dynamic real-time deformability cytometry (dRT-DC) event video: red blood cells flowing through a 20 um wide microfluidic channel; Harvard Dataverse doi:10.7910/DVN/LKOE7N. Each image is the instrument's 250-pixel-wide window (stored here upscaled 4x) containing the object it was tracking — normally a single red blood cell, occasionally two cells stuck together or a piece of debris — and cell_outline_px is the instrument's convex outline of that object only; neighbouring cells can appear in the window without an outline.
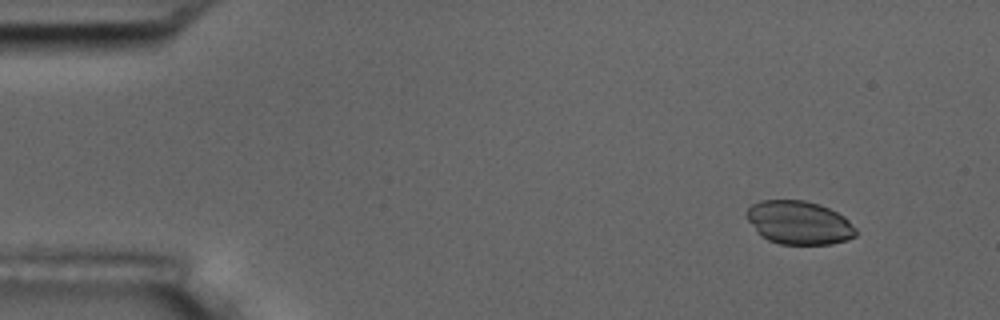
{"species": "common noctule bat (a hibernating species)", "species_latin": "Nyctalus noctula", "temperature_condition": "room temperature", "stored_images_in_passage": 8, "camera_frame_rate_fps": 3000, "um_per_image_px": 0.085, "animal": {"sex": "male", "body_mass_g": 17.5, "forearm_length_mm": 52.3}, "frame": {"image": 1, "passage_image": 2, "time_ms": 1.0, "image_size_px": [1000, 320], "cell_outline_px": [[856, 236], [848, 240], [832, 244], [780, 244], [768, 240], [760, 236], [744, 216], [744, 212], [752, 204], [760, 200], [804, 200], [820, 204], [844, 216], [856, 228]], "centroid_in_image_um": [67.89, 18.92], "position_along_channel_um": 17.1, "area_um2": 27.98}}
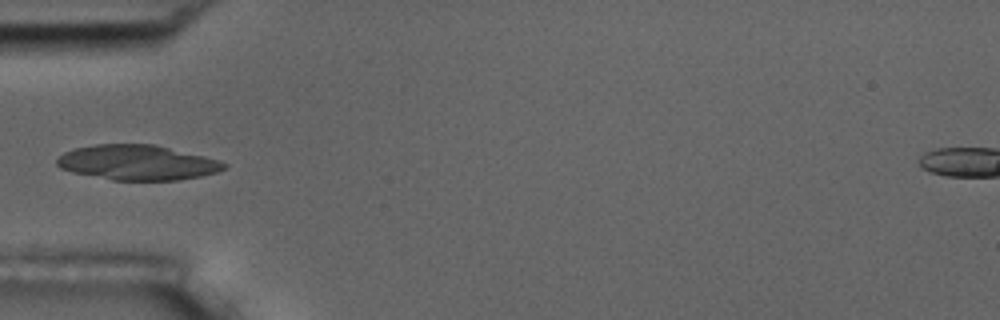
{"frame": {"image": 2, "passage_image": 5, "time_ms": 5.333, "image_size_px": [1000, 320], "cell_outline_px": [[228, 164], [224, 168], [216, 172], [200, 176], [176, 180], [112, 180], [72, 172], [60, 168], [56, 164], [56, 160], [64, 152], [76, 148], [96, 144], [156, 144], [220, 160]], "centroid_in_image_um": [11.67, 13.81], "position_along_channel_um": 73.3, "area_um2": 34.04}}
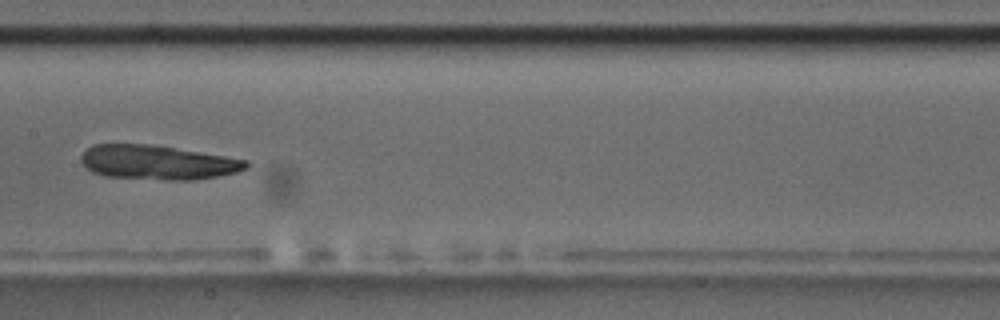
{"frame": {"image": 3, "passage_image": 8, "time_ms": 8.667, "image_size_px": [1000, 320], "cell_outline_px": [[248, 168], [236, 172], [216, 176], [192, 180], [168, 180], [104, 176], [92, 172], [84, 168], [80, 160], [80, 156], [92, 144], [148, 144], [224, 156], [248, 160]], "centroid_in_image_um": [13.33, 13.81], "position_along_channel_um": 194.1, "area_um2": 32.89}}